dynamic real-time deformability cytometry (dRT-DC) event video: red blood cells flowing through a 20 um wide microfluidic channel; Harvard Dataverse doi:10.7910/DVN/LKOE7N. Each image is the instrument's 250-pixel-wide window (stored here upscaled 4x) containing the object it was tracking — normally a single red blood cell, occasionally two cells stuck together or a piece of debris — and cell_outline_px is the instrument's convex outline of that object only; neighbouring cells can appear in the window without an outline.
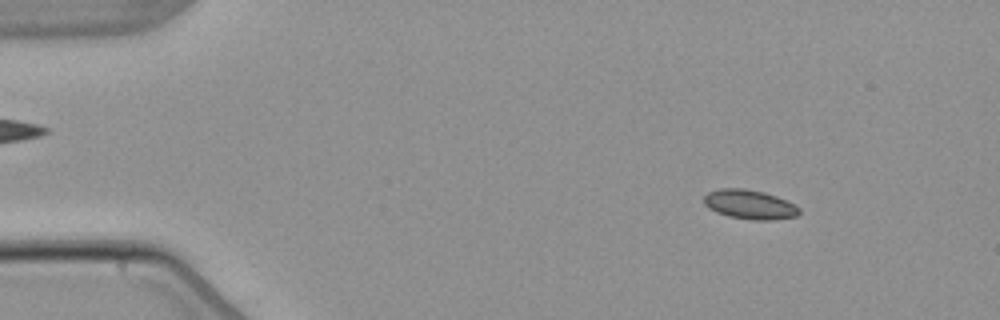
{"species": "common noctule bat (a hibernating species)", "species_latin": "Nyctalus noctula", "temperature_condition": "warm", "stored_images_in_passage": 6, "camera_frame_rate_fps": 3000, "um_per_image_px": 0.085, "animal": {"sex": "male", "body_mass_g": 21.5, "forearm_length_mm": 52.0}, "frame": {"image": 1, "passage_image": 1, "time_ms": 0.0, "image_size_px": [1000, 320], "cell_outline_px": [[800, 212], [796, 216], [776, 220], [752, 220], [728, 216], [716, 212], [708, 208], [704, 204], [704, 196], [708, 192], [720, 188], [744, 188], [764, 192], [776, 196], [800, 208]], "centroid_in_image_um": [63.69, 17.38], "position_along_channel_um": 21.3, "area_um2": 16.3}}
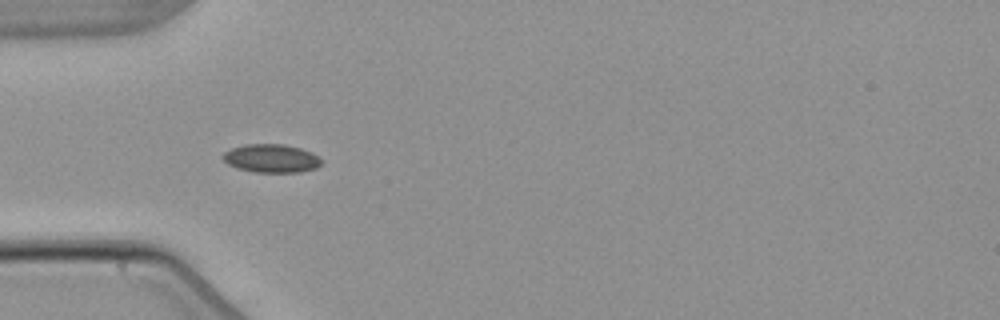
{"frame": {"image": 2, "passage_image": 3, "time_ms": 3.333, "image_size_px": [1000, 320], "cell_outline_px": [[324, 160], [316, 168], [300, 172], [252, 172], [236, 168], [228, 164], [220, 156], [224, 152], [232, 148], [244, 144], [284, 144], [300, 148], [312, 152]], "centroid_in_image_um": [23.06, 13.46], "position_along_channel_um": 61.9, "area_um2": 16.47}}
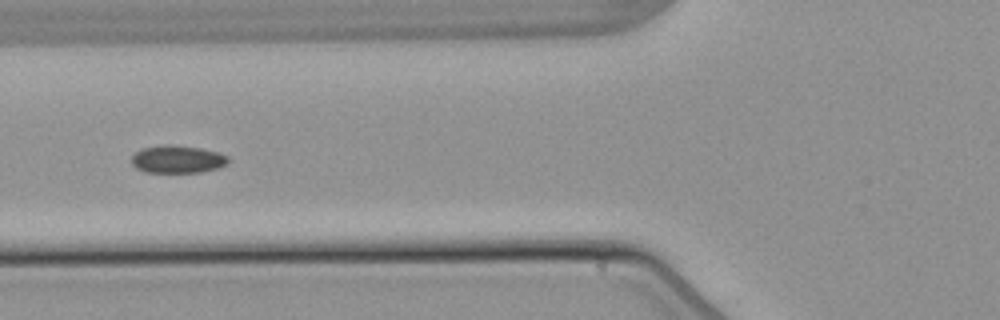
{"frame": {"image": 3, "passage_image": 4, "time_ms": 4.667, "image_size_px": [1000, 320], "cell_outline_px": [[228, 164], [216, 168], [200, 172], [144, 172], [136, 168], [132, 164], [132, 156], [140, 148], [164, 144], [172, 144], [200, 148], [216, 152], [228, 156]], "centroid_in_image_um": [15.05, 13.52], "position_along_channel_um": 110.7, "area_um2": 15.61}}